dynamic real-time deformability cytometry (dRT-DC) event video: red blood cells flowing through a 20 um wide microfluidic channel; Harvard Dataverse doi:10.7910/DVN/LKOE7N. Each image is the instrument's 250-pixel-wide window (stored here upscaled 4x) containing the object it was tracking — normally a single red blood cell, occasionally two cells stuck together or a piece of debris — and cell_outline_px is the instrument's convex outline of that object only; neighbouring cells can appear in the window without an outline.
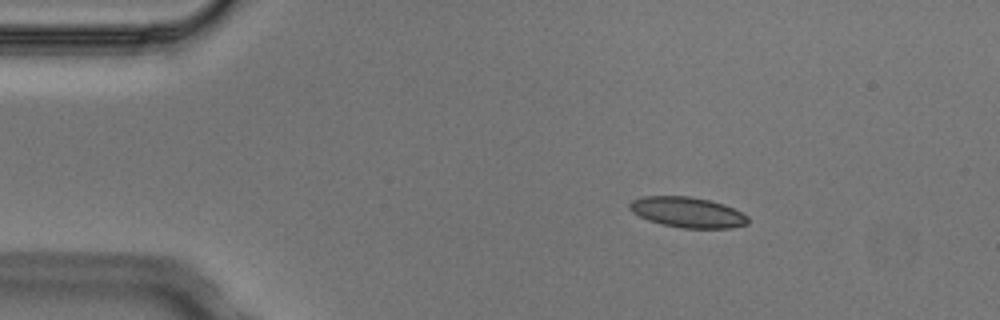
{"species": "Egyptian fruit bat (a non-hibernating species)", "species_latin": "Rousettus aegyptiacus", "temperature_condition": "cold", "stored_images_in_passage": 3, "camera_frame_rate_fps": 3000, "um_per_image_px": 0.085, "animal": {"sex": "male"}, "frame": {"image": 1, "passage_image": 1, "time_ms": 0.0, "image_size_px": [1000, 320], "cell_outline_px": [[748, 224], [732, 228], [684, 228], [664, 224], [648, 220], [632, 212], [628, 208], [628, 204], [632, 200], [644, 196], [688, 196], [708, 200], [724, 204], [748, 216]], "centroid_in_image_um": [58.43, 18.04], "position_along_channel_um": 26.6, "area_um2": 20.87}}
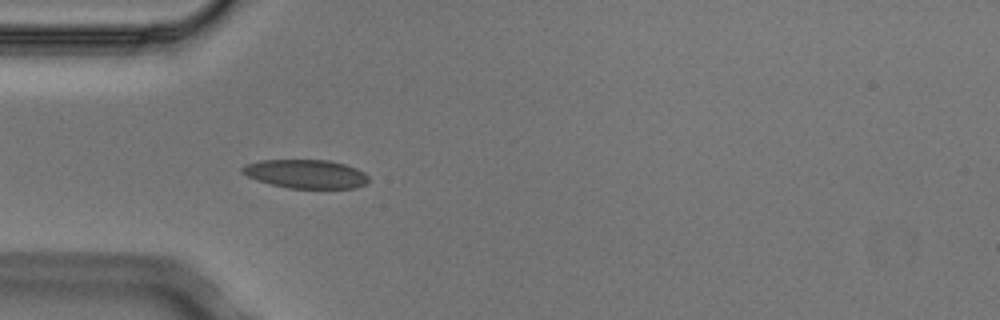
{"frame": {"image": 2, "passage_image": 3, "time_ms": 0.667, "image_size_px": [1000, 320], "cell_outline_px": [[368, 180], [364, 184], [356, 188], [288, 188], [256, 180], [240, 172], [240, 168], [244, 164], [260, 160], [328, 160], [344, 164], [356, 168], [364, 172], [368, 176]], "centroid_in_image_um": [25.96, 14.78], "position_along_channel_um": 59.0, "area_um2": 21.15}}